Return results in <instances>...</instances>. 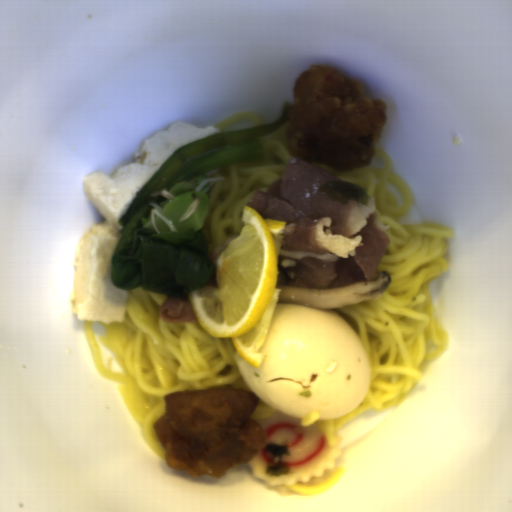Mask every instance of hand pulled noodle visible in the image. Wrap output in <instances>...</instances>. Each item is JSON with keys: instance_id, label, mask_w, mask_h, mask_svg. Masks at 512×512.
Listing matches in <instances>:
<instances>
[{"instance_id": "hand-pulled-noodle-1", "label": "hand pulled noodle", "mask_w": 512, "mask_h": 512, "mask_svg": "<svg viewBox=\"0 0 512 512\" xmlns=\"http://www.w3.org/2000/svg\"><path fill=\"white\" fill-rule=\"evenodd\" d=\"M383 168L368 164L351 170L321 165L339 180L324 187L328 198L341 206L367 203L373 198L387 230L389 246L375 274L387 271L389 286L376 298L328 308L344 319L357 335L370 366V384L364 400L337 419L308 414L301 426L319 428L331 447L337 431L368 409L387 410L409 398L418 384L426 361H436L450 337L435 310L430 283L449 270L447 241L451 226L430 222L405 225L413 195L409 185L392 171V158L375 147Z\"/></svg>"}, {"instance_id": "hand-pulled-noodle-2", "label": "hand pulled noodle", "mask_w": 512, "mask_h": 512, "mask_svg": "<svg viewBox=\"0 0 512 512\" xmlns=\"http://www.w3.org/2000/svg\"><path fill=\"white\" fill-rule=\"evenodd\" d=\"M166 297L170 296L128 289L123 322H100L104 329L100 341L114 352L122 373L106 367L92 321L83 320L99 375L118 384L144 442L163 459L166 449L154 425L166 412L168 393L212 387L250 391L237 369L239 352L232 338H214L200 322H164L159 307Z\"/></svg>"}, {"instance_id": "hand-pulled-noodle-3", "label": "hand pulled noodle", "mask_w": 512, "mask_h": 512, "mask_svg": "<svg viewBox=\"0 0 512 512\" xmlns=\"http://www.w3.org/2000/svg\"><path fill=\"white\" fill-rule=\"evenodd\" d=\"M287 126L260 139L262 157L207 171V179L195 188L208 197L200 232L207 243L210 263L217 266L232 240L241 235L243 209L248 207L252 195L281 178L286 164L295 157L290 153Z\"/></svg>"}, {"instance_id": "hand-pulled-noodle-4", "label": "hand pulled noodle", "mask_w": 512, "mask_h": 512, "mask_svg": "<svg viewBox=\"0 0 512 512\" xmlns=\"http://www.w3.org/2000/svg\"><path fill=\"white\" fill-rule=\"evenodd\" d=\"M346 471V467H338L328 478L323 480L322 482L304 485L299 483V481L294 485L284 484L287 489L292 491L293 493H298L302 495H313L318 493H324L330 488H332L336 482L341 478V476Z\"/></svg>"}, {"instance_id": "hand-pulled-noodle-5", "label": "hand pulled noodle", "mask_w": 512, "mask_h": 512, "mask_svg": "<svg viewBox=\"0 0 512 512\" xmlns=\"http://www.w3.org/2000/svg\"><path fill=\"white\" fill-rule=\"evenodd\" d=\"M238 120H249L253 126L263 124V119L259 115H257L255 112H247L228 117L227 119H225L224 121H222L214 127L221 131Z\"/></svg>"}, {"instance_id": "hand-pulled-noodle-6", "label": "hand pulled noodle", "mask_w": 512, "mask_h": 512, "mask_svg": "<svg viewBox=\"0 0 512 512\" xmlns=\"http://www.w3.org/2000/svg\"><path fill=\"white\" fill-rule=\"evenodd\" d=\"M258 397V396H256ZM276 411L278 410H275L273 408H270L268 407L260 398H259V402H258V405L257 407L255 408V410L253 411V413L251 414V416L249 417L248 420H251V421H259V420H263L265 418H267L268 416H270L271 414L275 413Z\"/></svg>"}]
</instances>
